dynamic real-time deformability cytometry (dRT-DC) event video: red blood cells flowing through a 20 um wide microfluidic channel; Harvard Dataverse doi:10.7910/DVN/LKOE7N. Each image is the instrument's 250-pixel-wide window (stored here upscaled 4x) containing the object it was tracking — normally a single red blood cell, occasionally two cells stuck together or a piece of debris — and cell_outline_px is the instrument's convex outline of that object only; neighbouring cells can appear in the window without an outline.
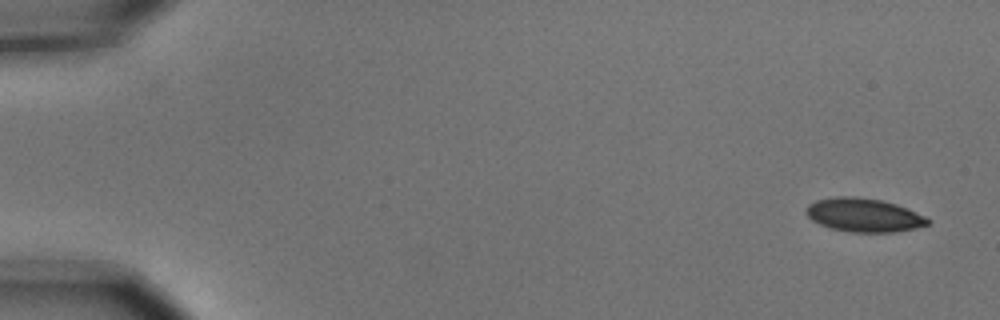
{"species": "common noctule bat (a hibernating species)", "species_latin": "Nyctalus noctula", "temperature_condition": "cold", "stored_images_in_passage": 5, "camera_frame_rate_fps": 3000, "um_per_image_px": 0.085, "animal": {"sex": "male", "body_mass_g": 15.6}, "frame": {"image": 1, "passage_image": 1, "time_ms": 0.0, "image_size_px": [1000, 320], "cell_outline_px": [[932, 220], [928, 224], [916, 228], [896, 232], [852, 232], [832, 228], [820, 224], [812, 220], [804, 212], [804, 208], [808, 204], [816, 200], [836, 196], [852, 196], [880, 200], [896, 204], [924, 216]], "centroid_in_image_um": [73.39, 18.28], "position_along_channel_um": 11.6, "area_um2": 23.76}}
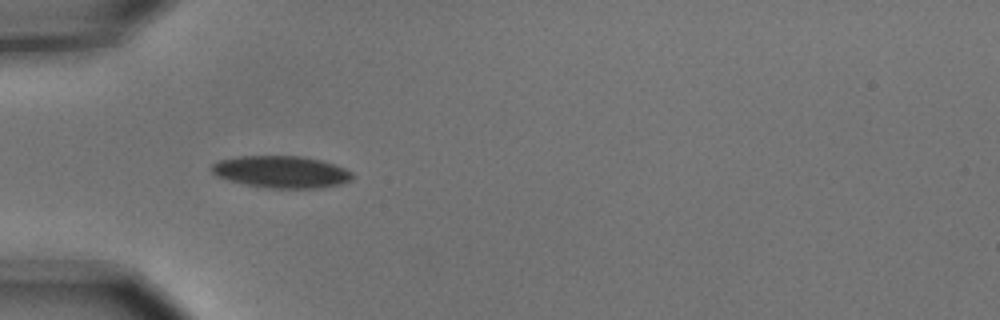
{"frame": {"image": 2, "passage_image": 5, "time_ms": 1.333, "image_size_px": [1000, 320], "cell_outline_px": [[352, 180], [340, 184], [320, 188], [264, 188], [228, 180], [216, 176], [208, 168], [216, 160], [236, 156], [304, 156], [324, 160], [344, 168], [352, 172]], "centroid_in_image_um": [23.87, 14.6], "position_along_channel_um": 61.1, "area_um2": 26.65}}